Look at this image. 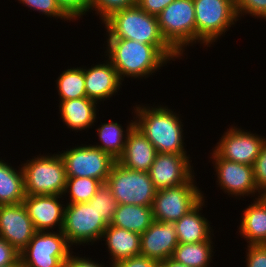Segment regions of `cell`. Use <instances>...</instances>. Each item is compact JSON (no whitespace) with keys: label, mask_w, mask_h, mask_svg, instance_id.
Instances as JSON below:
<instances>
[{"label":"cell","mask_w":266,"mask_h":267,"mask_svg":"<svg viewBox=\"0 0 266 267\" xmlns=\"http://www.w3.org/2000/svg\"><path fill=\"white\" fill-rule=\"evenodd\" d=\"M105 42L104 57L111 61L122 82L126 78L147 79L169 61L182 59L170 45H149L129 39H106Z\"/></svg>","instance_id":"1"},{"label":"cell","mask_w":266,"mask_h":267,"mask_svg":"<svg viewBox=\"0 0 266 267\" xmlns=\"http://www.w3.org/2000/svg\"><path fill=\"white\" fill-rule=\"evenodd\" d=\"M134 106V126L153 144L158 153L187 154L184 142V123L167 105L155 103Z\"/></svg>","instance_id":"2"},{"label":"cell","mask_w":266,"mask_h":267,"mask_svg":"<svg viewBox=\"0 0 266 267\" xmlns=\"http://www.w3.org/2000/svg\"><path fill=\"white\" fill-rule=\"evenodd\" d=\"M101 24L106 39H129L149 45H169L163 38L156 16L142 10L137 4L113 12Z\"/></svg>","instance_id":"3"},{"label":"cell","mask_w":266,"mask_h":267,"mask_svg":"<svg viewBox=\"0 0 266 267\" xmlns=\"http://www.w3.org/2000/svg\"><path fill=\"white\" fill-rule=\"evenodd\" d=\"M21 164L26 195H63L66 171L58 153L39 154Z\"/></svg>","instance_id":"4"},{"label":"cell","mask_w":266,"mask_h":267,"mask_svg":"<svg viewBox=\"0 0 266 267\" xmlns=\"http://www.w3.org/2000/svg\"><path fill=\"white\" fill-rule=\"evenodd\" d=\"M165 41L183 58L187 46L196 44L195 7L193 0H175L158 16Z\"/></svg>","instance_id":"5"},{"label":"cell","mask_w":266,"mask_h":267,"mask_svg":"<svg viewBox=\"0 0 266 267\" xmlns=\"http://www.w3.org/2000/svg\"><path fill=\"white\" fill-rule=\"evenodd\" d=\"M195 7L196 44L211 47L239 21L234 0H193Z\"/></svg>","instance_id":"6"},{"label":"cell","mask_w":266,"mask_h":267,"mask_svg":"<svg viewBox=\"0 0 266 267\" xmlns=\"http://www.w3.org/2000/svg\"><path fill=\"white\" fill-rule=\"evenodd\" d=\"M118 204L152 207L157 190L148 174L126 168L117 161L106 180Z\"/></svg>","instance_id":"7"},{"label":"cell","mask_w":266,"mask_h":267,"mask_svg":"<svg viewBox=\"0 0 266 267\" xmlns=\"http://www.w3.org/2000/svg\"><path fill=\"white\" fill-rule=\"evenodd\" d=\"M108 225L89 202L65 205L62 233L73 247L101 241Z\"/></svg>","instance_id":"8"},{"label":"cell","mask_w":266,"mask_h":267,"mask_svg":"<svg viewBox=\"0 0 266 267\" xmlns=\"http://www.w3.org/2000/svg\"><path fill=\"white\" fill-rule=\"evenodd\" d=\"M72 249L62 231H36L20 260L27 267H65Z\"/></svg>","instance_id":"9"},{"label":"cell","mask_w":266,"mask_h":267,"mask_svg":"<svg viewBox=\"0 0 266 267\" xmlns=\"http://www.w3.org/2000/svg\"><path fill=\"white\" fill-rule=\"evenodd\" d=\"M195 179L194 174L185 184L156 192L152 205L155 221L174 223L206 197Z\"/></svg>","instance_id":"10"},{"label":"cell","mask_w":266,"mask_h":267,"mask_svg":"<svg viewBox=\"0 0 266 267\" xmlns=\"http://www.w3.org/2000/svg\"><path fill=\"white\" fill-rule=\"evenodd\" d=\"M65 165L66 177H89L103 184L116 162L108 153L92 144H80L59 152Z\"/></svg>","instance_id":"11"},{"label":"cell","mask_w":266,"mask_h":267,"mask_svg":"<svg viewBox=\"0 0 266 267\" xmlns=\"http://www.w3.org/2000/svg\"><path fill=\"white\" fill-rule=\"evenodd\" d=\"M214 171L216 172V185L228 196L234 198H246L244 196L257 199L259 191L257 189L253 166L237 163L220 158L214 151L210 153ZM258 192V193H257Z\"/></svg>","instance_id":"12"},{"label":"cell","mask_w":266,"mask_h":267,"mask_svg":"<svg viewBox=\"0 0 266 267\" xmlns=\"http://www.w3.org/2000/svg\"><path fill=\"white\" fill-rule=\"evenodd\" d=\"M212 150L229 161L253 166L265 141V136L231 125L224 131Z\"/></svg>","instance_id":"13"},{"label":"cell","mask_w":266,"mask_h":267,"mask_svg":"<svg viewBox=\"0 0 266 267\" xmlns=\"http://www.w3.org/2000/svg\"><path fill=\"white\" fill-rule=\"evenodd\" d=\"M188 154L156 153L148 174L155 189L162 190L185 184L195 173Z\"/></svg>","instance_id":"14"},{"label":"cell","mask_w":266,"mask_h":267,"mask_svg":"<svg viewBox=\"0 0 266 267\" xmlns=\"http://www.w3.org/2000/svg\"><path fill=\"white\" fill-rule=\"evenodd\" d=\"M63 195H26L23 204L35 231H62L66 203ZM56 228V229H55Z\"/></svg>","instance_id":"15"},{"label":"cell","mask_w":266,"mask_h":267,"mask_svg":"<svg viewBox=\"0 0 266 267\" xmlns=\"http://www.w3.org/2000/svg\"><path fill=\"white\" fill-rule=\"evenodd\" d=\"M35 232L23 203L0 205V237L19 253L28 245Z\"/></svg>","instance_id":"16"},{"label":"cell","mask_w":266,"mask_h":267,"mask_svg":"<svg viewBox=\"0 0 266 267\" xmlns=\"http://www.w3.org/2000/svg\"><path fill=\"white\" fill-rule=\"evenodd\" d=\"M105 58L104 61L93 64L90 68L84 66L86 96L100 105V102L107 101L116 93L118 94L123 85L111 61Z\"/></svg>","instance_id":"17"},{"label":"cell","mask_w":266,"mask_h":267,"mask_svg":"<svg viewBox=\"0 0 266 267\" xmlns=\"http://www.w3.org/2000/svg\"><path fill=\"white\" fill-rule=\"evenodd\" d=\"M178 245L174 223L153 221L140 237V255L155 261H165L172 257Z\"/></svg>","instance_id":"18"},{"label":"cell","mask_w":266,"mask_h":267,"mask_svg":"<svg viewBox=\"0 0 266 267\" xmlns=\"http://www.w3.org/2000/svg\"><path fill=\"white\" fill-rule=\"evenodd\" d=\"M156 153L153 144L133 126L127 135L124 152L117 162L132 170L148 172Z\"/></svg>","instance_id":"19"},{"label":"cell","mask_w":266,"mask_h":267,"mask_svg":"<svg viewBox=\"0 0 266 267\" xmlns=\"http://www.w3.org/2000/svg\"><path fill=\"white\" fill-rule=\"evenodd\" d=\"M58 101L60 117L67 129H72L75 132L86 131L87 128H92L98 119V103L92 99L83 97Z\"/></svg>","instance_id":"20"},{"label":"cell","mask_w":266,"mask_h":267,"mask_svg":"<svg viewBox=\"0 0 266 267\" xmlns=\"http://www.w3.org/2000/svg\"><path fill=\"white\" fill-rule=\"evenodd\" d=\"M141 235L126 229L108 225L101 241H105L110 264L140 255Z\"/></svg>","instance_id":"21"},{"label":"cell","mask_w":266,"mask_h":267,"mask_svg":"<svg viewBox=\"0 0 266 267\" xmlns=\"http://www.w3.org/2000/svg\"><path fill=\"white\" fill-rule=\"evenodd\" d=\"M204 198L189 213L174 222L178 243H198L207 241L214 233L212 224L204 215L202 208L205 206Z\"/></svg>","instance_id":"22"},{"label":"cell","mask_w":266,"mask_h":267,"mask_svg":"<svg viewBox=\"0 0 266 267\" xmlns=\"http://www.w3.org/2000/svg\"><path fill=\"white\" fill-rule=\"evenodd\" d=\"M239 234L247 245H266V206L257 198L242 211Z\"/></svg>","instance_id":"23"},{"label":"cell","mask_w":266,"mask_h":267,"mask_svg":"<svg viewBox=\"0 0 266 267\" xmlns=\"http://www.w3.org/2000/svg\"><path fill=\"white\" fill-rule=\"evenodd\" d=\"M154 221L152 207L118 204L109 225L143 234Z\"/></svg>","instance_id":"24"},{"label":"cell","mask_w":266,"mask_h":267,"mask_svg":"<svg viewBox=\"0 0 266 267\" xmlns=\"http://www.w3.org/2000/svg\"><path fill=\"white\" fill-rule=\"evenodd\" d=\"M133 126V120L127 123L126 129H123L124 126L117 121L109 120L106 123H101L99 128H96L100 142L92 145L108 153L117 161L124 152L127 135Z\"/></svg>","instance_id":"25"},{"label":"cell","mask_w":266,"mask_h":267,"mask_svg":"<svg viewBox=\"0 0 266 267\" xmlns=\"http://www.w3.org/2000/svg\"><path fill=\"white\" fill-rule=\"evenodd\" d=\"M0 159V205L20 204L26 194L22 167Z\"/></svg>","instance_id":"26"},{"label":"cell","mask_w":266,"mask_h":267,"mask_svg":"<svg viewBox=\"0 0 266 267\" xmlns=\"http://www.w3.org/2000/svg\"><path fill=\"white\" fill-rule=\"evenodd\" d=\"M213 236L204 242L178 243L171 259L188 267H211L215 253Z\"/></svg>","instance_id":"27"},{"label":"cell","mask_w":266,"mask_h":267,"mask_svg":"<svg viewBox=\"0 0 266 267\" xmlns=\"http://www.w3.org/2000/svg\"><path fill=\"white\" fill-rule=\"evenodd\" d=\"M59 100H72L86 96L84 66L68 67L56 80Z\"/></svg>","instance_id":"28"},{"label":"cell","mask_w":266,"mask_h":267,"mask_svg":"<svg viewBox=\"0 0 266 267\" xmlns=\"http://www.w3.org/2000/svg\"><path fill=\"white\" fill-rule=\"evenodd\" d=\"M102 184L101 181L89 177H67L63 196L69 197L67 203L89 202Z\"/></svg>","instance_id":"29"},{"label":"cell","mask_w":266,"mask_h":267,"mask_svg":"<svg viewBox=\"0 0 266 267\" xmlns=\"http://www.w3.org/2000/svg\"><path fill=\"white\" fill-rule=\"evenodd\" d=\"M89 203L110 224L113 214L117 210L118 202L113 197V193L106 183L101 185L95 195L89 200Z\"/></svg>","instance_id":"30"},{"label":"cell","mask_w":266,"mask_h":267,"mask_svg":"<svg viewBox=\"0 0 266 267\" xmlns=\"http://www.w3.org/2000/svg\"><path fill=\"white\" fill-rule=\"evenodd\" d=\"M24 7L37 11L42 15L71 22L72 20L62 11L57 0H18Z\"/></svg>","instance_id":"31"},{"label":"cell","mask_w":266,"mask_h":267,"mask_svg":"<svg viewBox=\"0 0 266 267\" xmlns=\"http://www.w3.org/2000/svg\"><path fill=\"white\" fill-rule=\"evenodd\" d=\"M137 0H91L90 13L94 12L99 16L100 21H104L113 12L136 5Z\"/></svg>","instance_id":"32"},{"label":"cell","mask_w":266,"mask_h":267,"mask_svg":"<svg viewBox=\"0 0 266 267\" xmlns=\"http://www.w3.org/2000/svg\"><path fill=\"white\" fill-rule=\"evenodd\" d=\"M239 20L245 15L266 21V0H234Z\"/></svg>","instance_id":"33"},{"label":"cell","mask_w":266,"mask_h":267,"mask_svg":"<svg viewBox=\"0 0 266 267\" xmlns=\"http://www.w3.org/2000/svg\"><path fill=\"white\" fill-rule=\"evenodd\" d=\"M62 11L74 22L90 12L91 0H57Z\"/></svg>","instance_id":"34"},{"label":"cell","mask_w":266,"mask_h":267,"mask_svg":"<svg viewBox=\"0 0 266 267\" xmlns=\"http://www.w3.org/2000/svg\"><path fill=\"white\" fill-rule=\"evenodd\" d=\"M254 179L258 191L266 188V139L253 164Z\"/></svg>","instance_id":"35"},{"label":"cell","mask_w":266,"mask_h":267,"mask_svg":"<svg viewBox=\"0 0 266 267\" xmlns=\"http://www.w3.org/2000/svg\"><path fill=\"white\" fill-rule=\"evenodd\" d=\"M246 267H266V245H247Z\"/></svg>","instance_id":"36"},{"label":"cell","mask_w":266,"mask_h":267,"mask_svg":"<svg viewBox=\"0 0 266 267\" xmlns=\"http://www.w3.org/2000/svg\"><path fill=\"white\" fill-rule=\"evenodd\" d=\"M21 262L20 253L5 239L0 237V267Z\"/></svg>","instance_id":"37"},{"label":"cell","mask_w":266,"mask_h":267,"mask_svg":"<svg viewBox=\"0 0 266 267\" xmlns=\"http://www.w3.org/2000/svg\"><path fill=\"white\" fill-rule=\"evenodd\" d=\"M173 1L175 0H137L136 4L148 14L157 17Z\"/></svg>","instance_id":"38"},{"label":"cell","mask_w":266,"mask_h":267,"mask_svg":"<svg viewBox=\"0 0 266 267\" xmlns=\"http://www.w3.org/2000/svg\"><path fill=\"white\" fill-rule=\"evenodd\" d=\"M76 255H73V253L69 256V259L66 261L65 263V267H108V266H104L102 264L105 263H98L95 260H92V258L90 257H82L79 256V254L75 253ZM110 267H113L110 263H109Z\"/></svg>","instance_id":"39"},{"label":"cell","mask_w":266,"mask_h":267,"mask_svg":"<svg viewBox=\"0 0 266 267\" xmlns=\"http://www.w3.org/2000/svg\"><path fill=\"white\" fill-rule=\"evenodd\" d=\"M157 261L139 255L113 264V267H153Z\"/></svg>","instance_id":"40"},{"label":"cell","mask_w":266,"mask_h":267,"mask_svg":"<svg viewBox=\"0 0 266 267\" xmlns=\"http://www.w3.org/2000/svg\"><path fill=\"white\" fill-rule=\"evenodd\" d=\"M165 264V267H188L186 265L180 264L172 260L171 258L162 261Z\"/></svg>","instance_id":"41"},{"label":"cell","mask_w":266,"mask_h":267,"mask_svg":"<svg viewBox=\"0 0 266 267\" xmlns=\"http://www.w3.org/2000/svg\"><path fill=\"white\" fill-rule=\"evenodd\" d=\"M258 199L266 206V188L259 191Z\"/></svg>","instance_id":"42"},{"label":"cell","mask_w":266,"mask_h":267,"mask_svg":"<svg viewBox=\"0 0 266 267\" xmlns=\"http://www.w3.org/2000/svg\"><path fill=\"white\" fill-rule=\"evenodd\" d=\"M21 266H22L21 262H14L13 264L2 266V267H21Z\"/></svg>","instance_id":"43"},{"label":"cell","mask_w":266,"mask_h":267,"mask_svg":"<svg viewBox=\"0 0 266 267\" xmlns=\"http://www.w3.org/2000/svg\"><path fill=\"white\" fill-rule=\"evenodd\" d=\"M153 267H165V264L162 261H157Z\"/></svg>","instance_id":"44"}]
</instances>
